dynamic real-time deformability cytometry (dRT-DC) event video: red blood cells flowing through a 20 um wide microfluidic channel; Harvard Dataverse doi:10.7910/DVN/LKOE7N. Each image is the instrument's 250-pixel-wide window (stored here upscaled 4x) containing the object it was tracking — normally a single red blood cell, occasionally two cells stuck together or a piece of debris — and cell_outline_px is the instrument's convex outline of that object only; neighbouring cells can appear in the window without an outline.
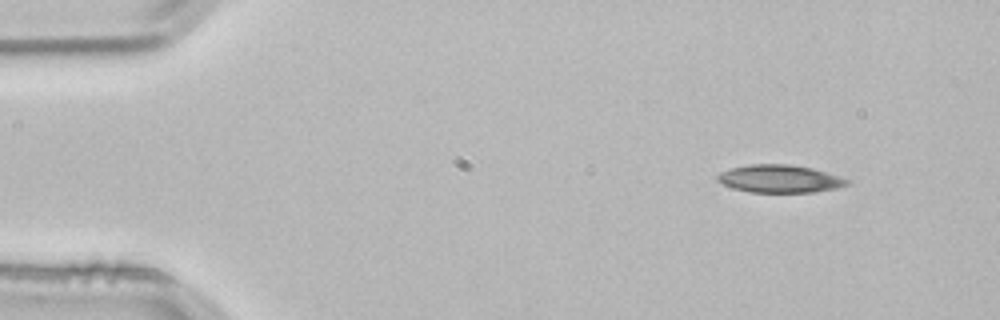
{"species": "common noctule bat (a hibernating species)", "species_latin": "Nyctalus noctula", "temperature_condition": "room temperature", "stored_images_in_passage": 3, "camera_frame_rate_fps": 3000, "um_per_image_px": 0.085, "animal": {"sex": "male", "body_mass_g": 21.5, "forearm_length_mm": 52.0}, "frame": {"image": 1, "passage_image": 1, "time_ms": 0.0, "image_size_px": [1000, 320], "cell_outline_px": [[848, 184], [836, 188], [812, 192], [748, 192], [724, 184], [716, 180], [716, 176], [720, 172], [732, 168], [748, 164], [788, 164], [812, 168], [828, 172], [840, 176], [848, 180]], "centroid_in_image_um": [66.27, 15.18], "position_along_channel_um": 18.7, "area_um2": 20.81}}
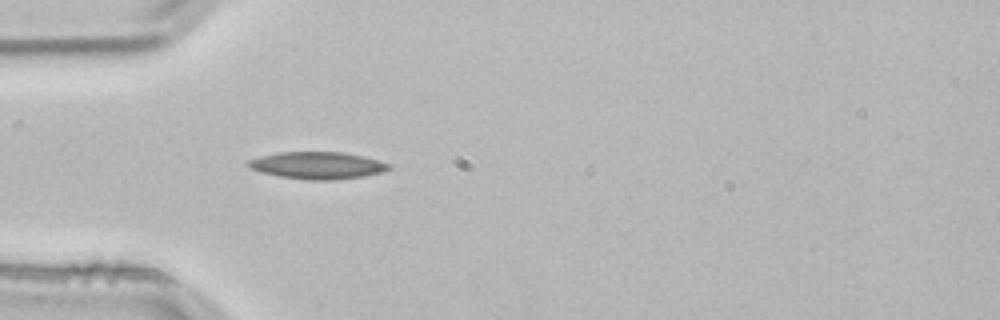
{"frame": {"image": 2, "passage_image": 3, "time_ms": 0.667, "image_size_px": [1000, 320], "cell_outline_px": [[392, 168], [380, 172], [364, 176], [336, 180], [312, 180], [280, 176], [260, 172], [248, 168], [248, 160], [260, 156], [280, 152], [344, 152], [364, 156], [392, 164]], "centroid_in_image_um": [27.0, 14.05], "position_along_channel_um": 58.0, "area_um2": 22.25}}